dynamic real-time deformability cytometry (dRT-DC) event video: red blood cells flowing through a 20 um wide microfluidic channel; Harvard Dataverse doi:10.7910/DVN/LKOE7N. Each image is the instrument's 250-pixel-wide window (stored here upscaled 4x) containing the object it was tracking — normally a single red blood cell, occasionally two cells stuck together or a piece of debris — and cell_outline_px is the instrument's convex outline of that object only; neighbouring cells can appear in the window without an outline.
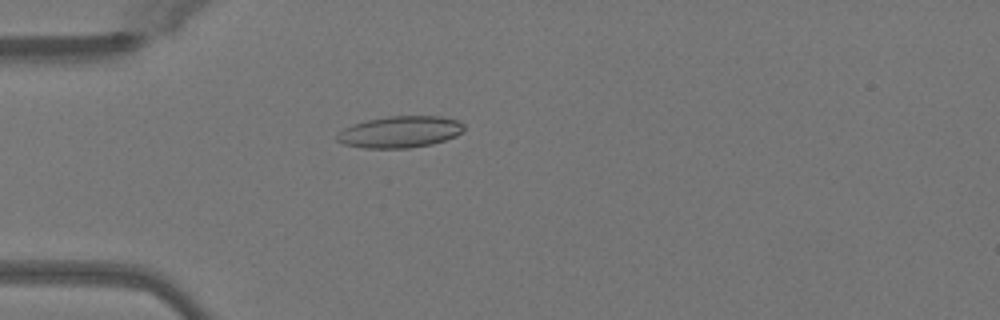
{"species": "Egyptian fruit bat (a non-hibernating species)", "species_latin": "Rousettus aegyptiacus", "temperature_condition": "warm", "stored_images_in_passage": 51, "camera_frame_rate_fps": 3000, "um_per_image_px": 0.085, "animal": {"sex": "female"}, "frame": {"image": 1, "passage_image": 15, "time_ms": 4.667, "image_size_px": [1000, 320], "cell_outline_px": [[464, 132], [456, 136], [432, 144], [408, 148], [364, 148], [344, 144], [336, 140], [336, 136], [344, 128], [352, 124], [368, 120], [388, 116], [440, 116], [460, 120], [464, 124]], "centroid_in_image_um": [34.04, 11.21], "position_along_channel_um": 51.0, "area_um2": 23.47}}
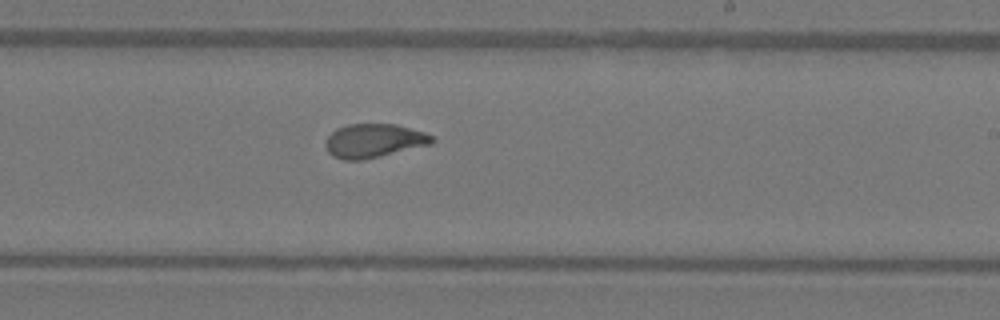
{"frame": {"image": 2, "passage_image": 31, "time_ms": 10.0, "image_size_px": [1000, 320], "cell_outline_px": [[436, 140], [432, 144], [364, 160], [344, 160], [332, 156], [328, 152], [324, 144], [328, 136], [336, 128], [348, 124], [396, 124], [424, 132], [432, 136]], "centroid_in_image_um": [31.77, 11.97], "position_along_channel_um": 257.2, "area_um2": 21.1}}
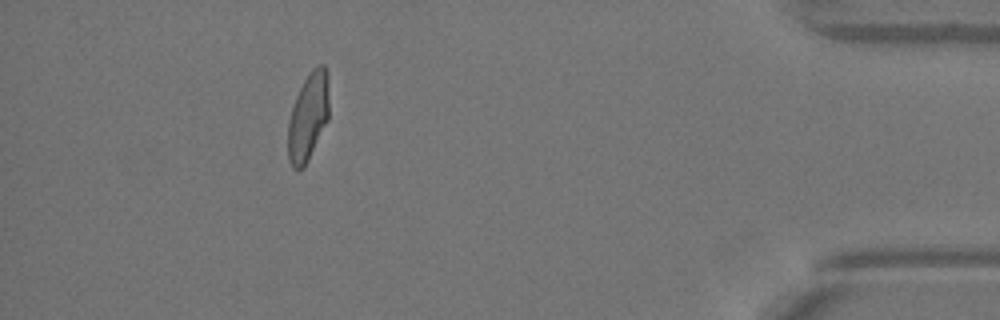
{"frame": {"image": 3, "passage_image": 46, "time_ms": 15.0, "image_size_px": [1000, 320], "cell_outline_px": [[328, 120], [304, 168], [296, 172], [292, 168], [288, 160], [288, 120], [296, 96], [304, 80], [312, 68], [320, 64], [324, 64], [328, 72]], "centroid_in_image_um": [26.18, 9.95], "position_along_channel_um": 409.0, "area_um2": 21.21}, "authors_computed_cell_mechanics": {"area_um2": 21.4438, "velocity_mm_per_s": 4.0824, "shape_relaxation_time_tau1_ms": 5.6114, "shape_relaxation_time_tau2_ms": 1.1238, "deformation_change_tau1": 0.196, "deformation_change_tau2": 0.0665}}